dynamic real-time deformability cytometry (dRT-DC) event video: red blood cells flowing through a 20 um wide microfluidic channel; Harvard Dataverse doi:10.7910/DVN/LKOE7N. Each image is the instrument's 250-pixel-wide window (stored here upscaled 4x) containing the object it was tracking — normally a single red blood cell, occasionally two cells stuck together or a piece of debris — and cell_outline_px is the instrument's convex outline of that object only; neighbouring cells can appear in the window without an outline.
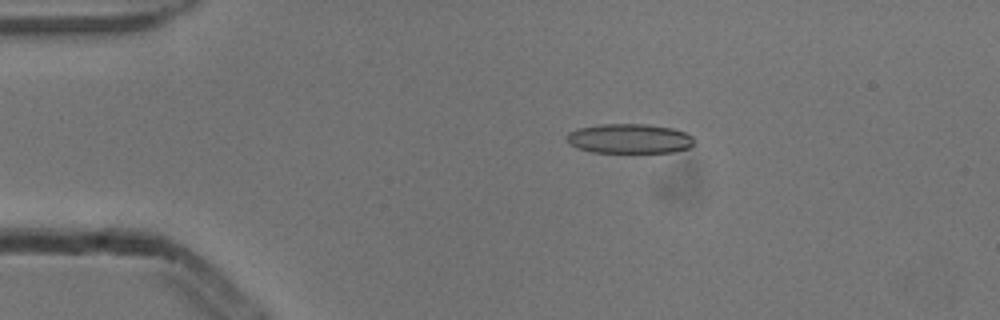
{"species": "common noctule bat (a hibernating species)", "species_latin": "Nyctalus noctula", "temperature_condition": "cold", "stored_images_in_passage": 6, "camera_frame_rate_fps": 3000, "um_per_image_px": 0.085, "animal": {"sex": "male", "body_mass_g": 13.3}, "frame": {"image": 1, "passage_image": 3, "time_ms": 0.667, "image_size_px": [1000, 320], "cell_outline_px": [[696, 140], [688, 148], [672, 152], [592, 152], [576, 148], [568, 144], [568, 132], [580, 128], [600, 124], [648, 124], [672, 128], [684, 132], [692, 136]], "centroid_in_image_um": [53.5, 11.78], "position_along_channel_um": 31.5, "area_um2": 21.96}}
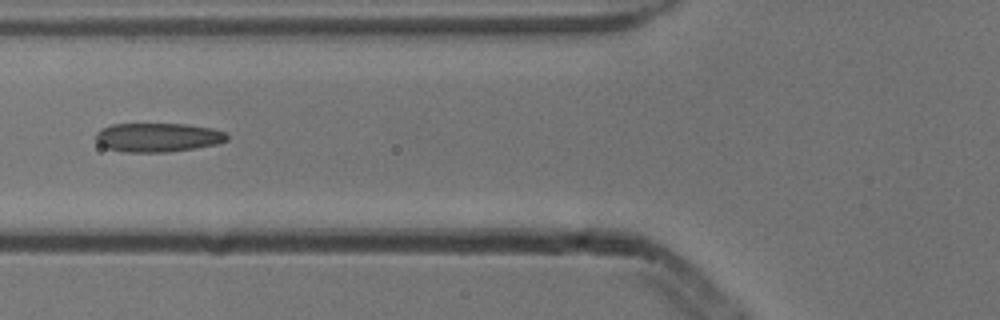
{"frame": {"image": 2, "passage_image": 5, "time_ms": 1.333, "image_size_px": [1000, 320], "cell_outline_px": [[228, 140], [216, 144], [196, 148], [164, 152], [124, 152], [108, 148], [100, 144], [96, 140], [96, 132], [100, 128], [112, 124], [188, 124], [212, 128], [228, 132]], "centroid_in_image_um": [13.44, 11.67], "position_along_channel_um": 112.4, "area_um2": 22.25}}
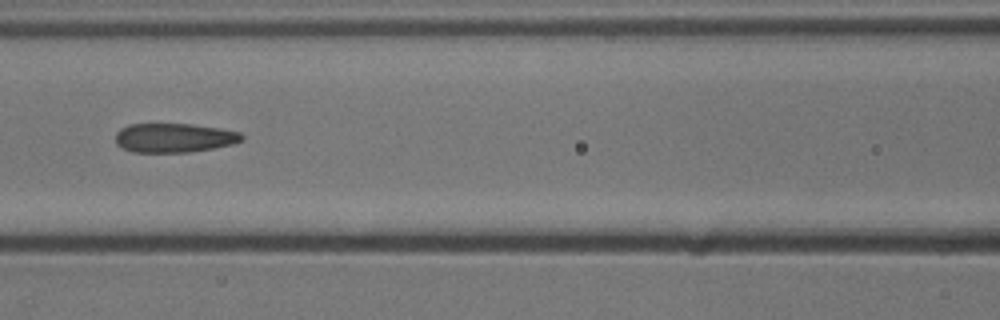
{"frame": {"image": 3, "passage_image": 6, "time_ms": 1.667, "image_size_px": [1000, 320], "cell_outline_px": [[244, 140], [232, 144], [212, 148], [188, 152], [132, 152], [116, 144], [116, 132], [120, 128], [128, 124], [192, 124], [220, 128], [240, 132], [244, 136]], "centroid_in_image_um": [14.8, 11.71], "position_along_channel_um": 151.8, "area_um2": 21.5}}